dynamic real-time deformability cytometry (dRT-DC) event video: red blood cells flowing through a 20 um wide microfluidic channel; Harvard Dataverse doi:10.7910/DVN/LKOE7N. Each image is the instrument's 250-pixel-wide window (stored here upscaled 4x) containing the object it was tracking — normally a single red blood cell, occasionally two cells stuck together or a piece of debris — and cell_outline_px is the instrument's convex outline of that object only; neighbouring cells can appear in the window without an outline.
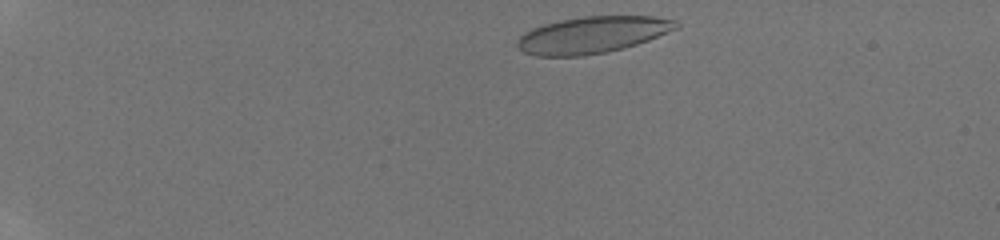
{"species": "human", "species_latin": "Homo sapiens", "temperature_condition": "room temperature", "stored_images_in_passage": 27, "camera_frame_rate_fps": 3000, "um_per_image_px": 0.085, "donor": {"sex": "male"}, "frame": {"image": 1, "passage_image": 1, "time_ms": 0.0, "image_size_px": [1000, 240], "cell_outline_px": [[680, 28], [648, 40], [624, 48], [584, 56], [536, 56], [524, 52], [516, 44], [516, 40], [520, 36], [532, 28], [544, 24], [584, 16], [652, 16], [676, 20], [680, 24]], "centroid_in_image_um": [50.38, 2.96], "position_along_channel_um": 34.6, "area_um2": 33.87}}
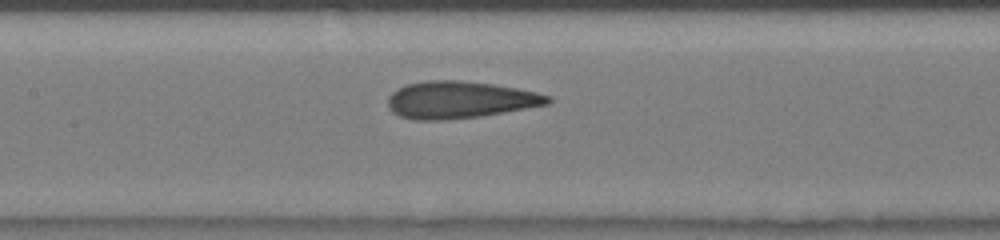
{"frame": {"image": 2, "passage_image": 12, "time_ms": 5.667, "image_size_px": [1000, 240], "cell_outline_px": [[552, 100], [548, 104], [504, 112], [480, 116], [444, 120], [412, 120], [400, 116], [392, 112], [388, 108], [388, 96], [392, 92], [404, 84], [428, 80], [460, 80], [492, 84], [516, 88], [536, 92], [552, 96]], "centroid_in_image_um": [39.05, 8.48], "position_along_channel_um": 168.4, "area_um2": 34.68}}
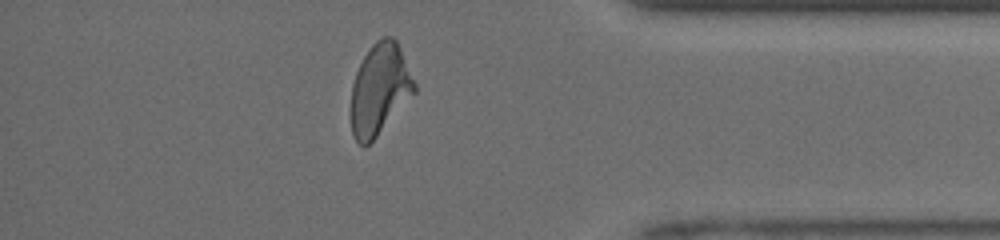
{"frame": {"image": 3, "passage_image": 24, "time_ms": 11.667, "image_size_px": [1000, 240], "cell_outline_px": [[416, 92], [376, 136], [364, 148], [356, 140], [352, 132], [352, 84], [356, 72], [364, 56], [372, 44], [376, 40], [384, 36], [392, 36], [396, 40], [400, 48], [416, 84]], "centroid_in_image_um": [32.28, 7.56], "position_along_channel_um": 402.9, "area_um2": 33.18}, "authors_computed_cell_mechanics": {"area_um2": 34.0442, "velocity_mm_per_s": 4.1769, "shape_relaxation_time_tau1_ms": 6.6908, "shape_relaxation_time_tau2_ms": 0.901, "deformation_change_tau1": 0.1954, "deformation_change_tau2": 0.063}}